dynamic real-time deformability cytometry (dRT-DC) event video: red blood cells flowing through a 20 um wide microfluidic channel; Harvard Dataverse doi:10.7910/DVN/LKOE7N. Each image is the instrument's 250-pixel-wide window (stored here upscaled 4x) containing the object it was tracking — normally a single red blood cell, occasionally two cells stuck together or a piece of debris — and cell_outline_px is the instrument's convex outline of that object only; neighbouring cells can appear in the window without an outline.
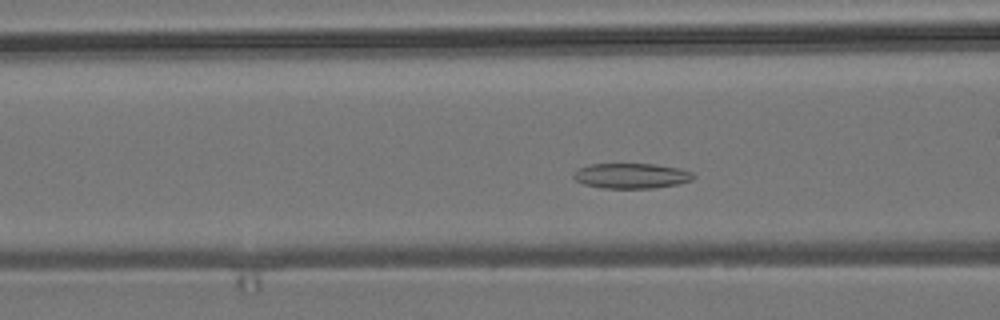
{"species": "common noctule bat (a hibernating species)", "species_latin": "Nyctalus noctula", "temperature_condition": "room temperature", "stored_images_in_passage": 41, "camera_frame_rate_fps": 3000, "um_per_image_px": 0.085, "animal": {"sex": "male", "body_mass_g": 19.2, "forearm_length_mm": 51.8}, "frame": {"image": 1, "passage_image": 18, "time_ms": 5.667, "image_size_px": [1000, 320], "cell_outline_px": [[696, 176], [692, 180], [676, 184], [652, 188], [600, 188], [584, 184], [576, 180], [572, 176], [580, 168], [588, 164], [656, 164], [680, 168], [692, 172]], "centroid_in_image_um": [53.68, 14.94], "position_along_channel_um": 112.9, "area_um2": 17.57}, "authors_computed_cell_mechanics": {"area_um2": 17.8024, "velocity_mm_per_s": 3.714, "shape_relaxation_time_tau1_ms": null, "shape_relaxation_time_tau2_ms": 3.1661, "deformation_change_tau1": null, "deformation_change_tau2": 0.0864}}